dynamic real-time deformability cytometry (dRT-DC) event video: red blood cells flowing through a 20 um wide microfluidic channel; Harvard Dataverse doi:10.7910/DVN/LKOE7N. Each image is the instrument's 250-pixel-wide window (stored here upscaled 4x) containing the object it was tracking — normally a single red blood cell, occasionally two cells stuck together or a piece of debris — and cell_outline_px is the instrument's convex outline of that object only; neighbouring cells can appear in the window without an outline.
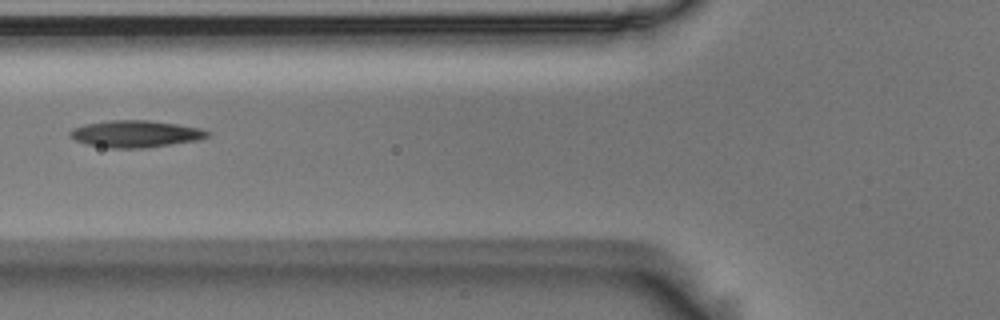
{"species": "Egyptian fruit bat (a non-hibernating species)", "species_latin": "Rousettus aegyptiacus", "temperature_condition": "room temperature", "stored_images_in_passage": 6, "camera_frame_rate_fps": 3000, "um_per_image_px": 0.085, "animal": {"sex": "male"}, "frame": {"image": 1, "passage_image": 6, "time_ms": 1.667, "image_size_px": [1000, 320], "cell_outline_px": [[212, 136], [200, 140], [144, 148], [108, 148], [88, 144], [76, 140], [68, 132], [72, 128], [84, 124], [108, 120], [148, 120], [176, 124], [200, 128], [212, 132]], "centroid_in_image_um": [11.57, 11.37], "position_along_channel_um": 114.2, "area_um2": 21.68}}